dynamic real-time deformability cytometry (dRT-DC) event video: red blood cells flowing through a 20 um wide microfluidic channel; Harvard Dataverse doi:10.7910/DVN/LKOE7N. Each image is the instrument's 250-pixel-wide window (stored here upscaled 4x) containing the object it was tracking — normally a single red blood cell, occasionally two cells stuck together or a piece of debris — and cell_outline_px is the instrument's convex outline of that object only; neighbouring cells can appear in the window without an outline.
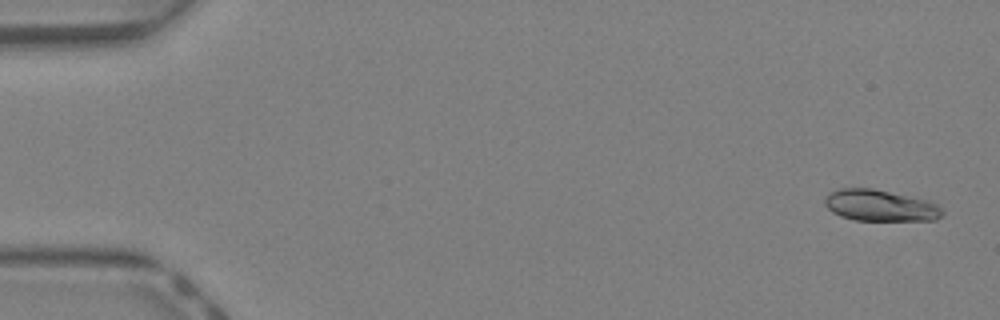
{"species": "Egyptian fruit bat (a non-hibernating species)", "species_latin": "Rousettus aegyptiacus", "temperature_condition": "warm", "stored_images_in_passage": 43, "camera_frame_rate_fps": 3000, "um_per_image_px": 0.085, "animal": {"sex": "female"}, "frame": {"image": 1, "passage_image": 1, "time_ms": 0.0, "image_size_px": [1000, 320], "cell_outline_px": [[944, 212], [936, 220], [856, 220], [840, 216], [832, 212], [824, 204], [824, 200], [832, 192], [840, 188], [872, 188], [928, 200], [936, 204]], "centroid_in_image_um": [74.81, 17.47], "position_along_channel_um": 10.2, "area_um2": 21.27}}
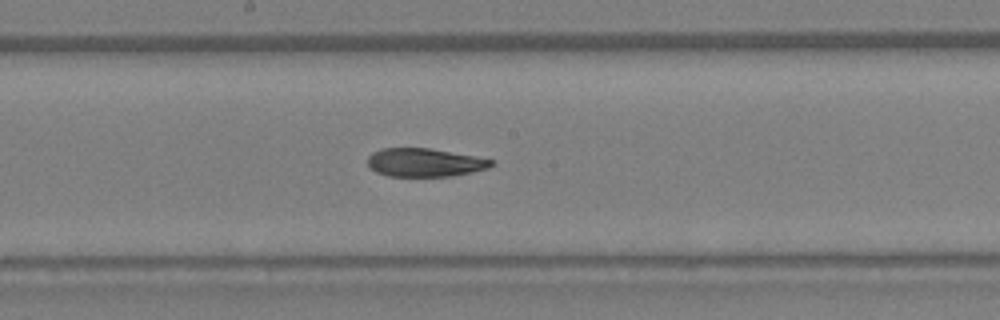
{"frame": {"image": 2, "passage_image": 23, "time_ms": 7.333, "image_size_px": [1000, 320], "cell_outline_px": [[496, 164], [488, 168], [472, 172], [452, 176], [388, 176], [376, 172], [368, 164], [368, 156], [372, 152], [380, 148], [428, 148], [496, 160]], "centroid_in_image_um": [36.11, 13.81], "position_along_channel_um": 212.1, "area_um2": 20.46}}
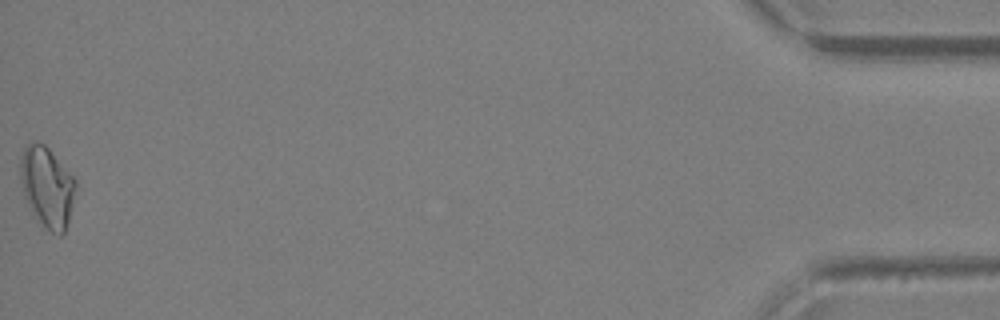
{"frame": {"image": 3, "passage_image": 43, "time_ms": 14.0, "image_size_px": [1000, 320], "cell_outline_px": [[76, 184], [68, 220], [64, 232], [60, 236], [44, 228], [32, 216], [24, 196], [20, 176], [20, 160], [24, 148], [28, 144], [36, 140], [44, 144], [48, 148], [76, 180]], "centroid_in_image_um": [3.97, 15.9], "position_along_channel_um": 431.2, "area_um2": 25.84}, "authors_computed_cell_mechanics": {"area_um2": 21.7906, "velocity_mm_per_s": 4.7765, "shape_relaxation_time_tau1_ms": null, "shape_relaxation_time_tau2_ms": 5.0326, "deformation_change_tau1": null, "deformation_change_tau2": 0.113}}